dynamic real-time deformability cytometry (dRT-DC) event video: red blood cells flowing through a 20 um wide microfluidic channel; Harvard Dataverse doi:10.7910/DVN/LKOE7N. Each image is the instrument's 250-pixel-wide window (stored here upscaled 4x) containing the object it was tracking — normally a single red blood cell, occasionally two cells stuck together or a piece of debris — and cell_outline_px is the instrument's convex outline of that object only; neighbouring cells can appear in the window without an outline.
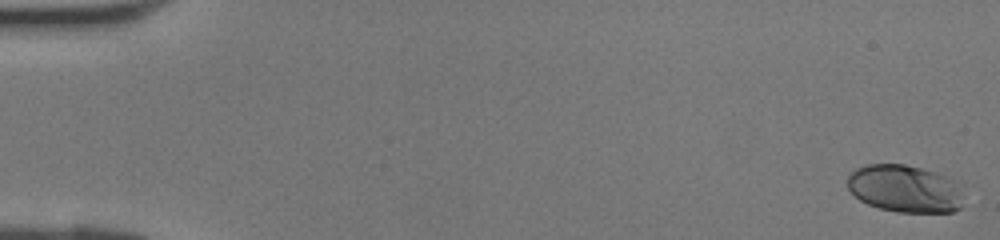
{"species": "human", "species_latin": "Homo sapiens", "temperature_condition": "room temperature", "stored_images_in_passage": 42, "camera_frame_rate_fps": 3000, "um_per_image_px": 0.085, "donor": {"sex": "female"}, "frame": {"image": 1, "passage_image": 1, "time_ms": 0.0, "image_size_px": [1000, 240], "cell_outline_px": [[960, 208], [952, 212], [896, 212], [880, 208], [868, 204], [860, 200], [848, 188], [848, 176], [856, 168], [868, 164], [904, 164], [920, 168], [956, 180], [960, 184]], "centroid_in_image_um": [76.89, 16.04], "position_along_channel_um": 8.1, "area_um2": 31.85}}
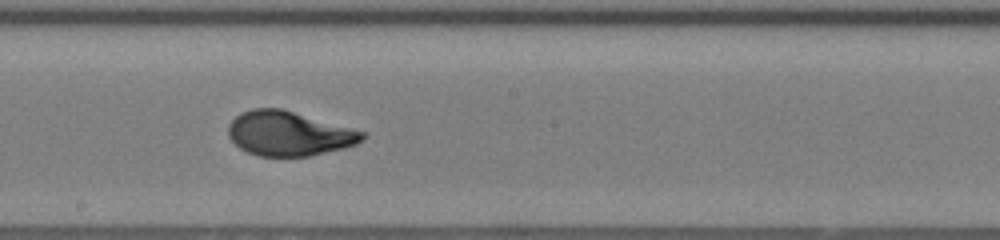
{"frame": {"image": 2, "passage_image": 24, "time_ms": 7.667, "image_size_px": [1000, 240], "cell_outline_px": [[368, 136], [356, 144], [344, 148], [308, 156], [260, 156], [248, 152], [240, 148], [228, 136], [228, 124], [240, 112], [252, 108], [280, 108], [368, 132]], "centroid_in_image_um": [24.58, 11.34], "position_along_channel_um": 223.6, "area_um2": 34.85}}
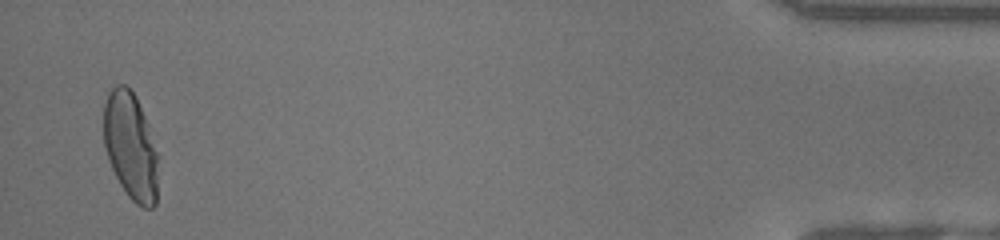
{"frame": {"image": 3, "passage_image": 41, "time_ms": 13.333, "image_size_px": [1000, 240], "cell_outline_px": [[156, 204], [152, 208], [144, 208], [136, 204], [128, 196], [120, 184], [112, 168], [104, 144], [104, 104], [108, 92], [116, 84], [124, 84], [136, 96], [148, 124], [156, 152]], "centroid_in_image_um": [11.08, 12.4], "position_along_channel_um": 424.1, "area_um2": 33.52}}